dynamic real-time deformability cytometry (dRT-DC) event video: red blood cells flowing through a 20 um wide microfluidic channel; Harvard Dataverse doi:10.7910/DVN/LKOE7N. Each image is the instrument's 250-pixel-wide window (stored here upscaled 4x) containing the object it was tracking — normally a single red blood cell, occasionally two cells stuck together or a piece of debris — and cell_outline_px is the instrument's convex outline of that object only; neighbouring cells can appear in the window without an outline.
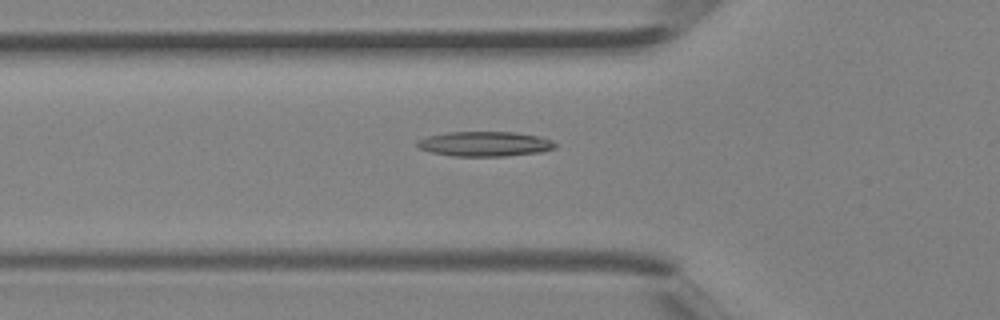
{"species": "Egyptian fruit bat (a non-hibernating species)", "species_latin": "Rousettus aegyptiacus", "temperature_condition": "room temperature", "stored_images_in_passage": 4, "camera_frame_rate_fps": 3000, "um_per_image_px": 0.085, "animal": {"sex": "female"}, "frame": {"image": 1, "passage_image": 4, "time_ms": 1.0, "image_size_px": [1000, 320], "cell_outline_px": [[556, 148], [540, 152], [504, 156], [452, 156], [432, 152], [420, 148], [416, 144], [420, 140], [428, 136], [448, 132], [516, 132], [536, 136], [548, 140], [556, 144]], "centroid_in_image_um": [41.2, 12.23], "position_along_channel_um": 84.6, "area_um2": 19.65}}